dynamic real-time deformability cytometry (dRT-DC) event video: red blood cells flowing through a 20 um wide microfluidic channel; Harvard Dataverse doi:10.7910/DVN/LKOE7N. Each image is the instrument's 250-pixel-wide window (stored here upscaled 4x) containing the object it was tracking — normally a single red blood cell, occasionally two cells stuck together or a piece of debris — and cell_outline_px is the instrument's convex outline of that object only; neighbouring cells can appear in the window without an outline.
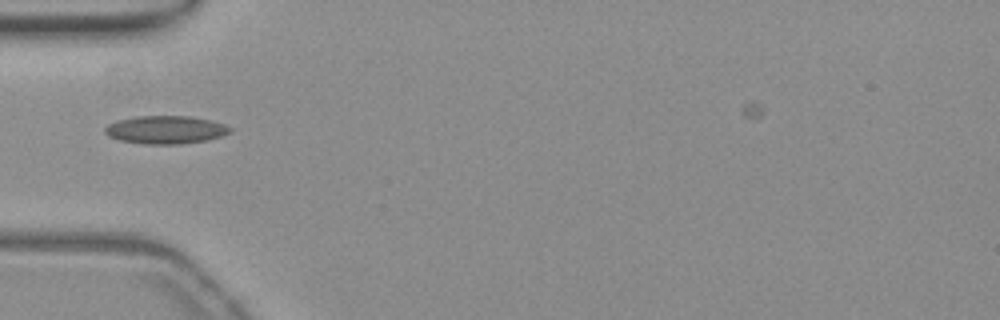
{"species": "common noctule bat (a hibernating species)", "species_latin": "Nyctalus noctula", "temperature_condition": "warm", "stored_images_in_passage": 35, "camera_frame_rate_fps": 3000, "um_per_image_px": 0.085, "animal": {"sex": "female", "body_mass_g": 19.3, "forearm_length_mm": 54.1}, "frame": {"image": 1, "passage_image": 1, "time_ms": 0.0, "image_size_px": [1000, 320], "cell_outline_px": [[232, 128], [228, 132], [220, 136], [204, 140], [180, 144], [144, 144], [120, 140], [108, 136], [104, 132], [104, 128], [108, 124], [116, 120], [136, 116], [188, 116], [208, 120], [224, 124]], "centroid_in_image_um": [14.0, 11.02], "position_along_channel_um": 71.0, "area_um2": 20.23}}
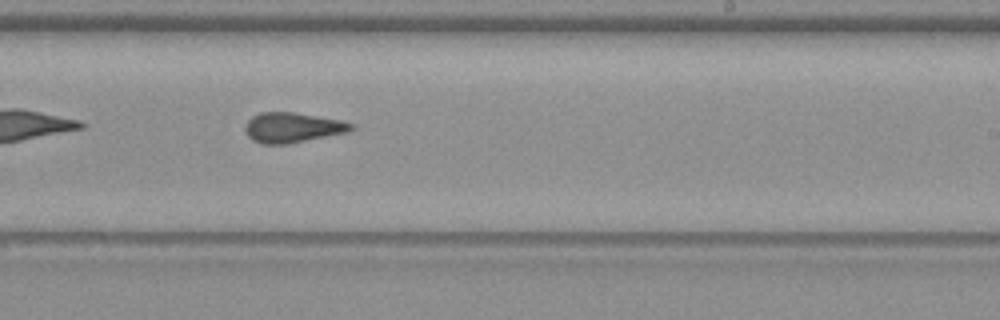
{"frame": {"image": 2, "passage_image": 16, "time_ms": 5.0, "image_size_px": [1000, 320], "cell_outline_px": [[356, 128], [348, 132], [288, 144], [260, 144], [252, 140], [244, 132], [244, 128], [248, 120], [252, 116], [260, 112], [296, 112], [340, 120], [352, 124]], "centroid_in_image_um": [24.83, 10.84], "position_along_channel_um": 264.2, "area_um2": 18.73}}
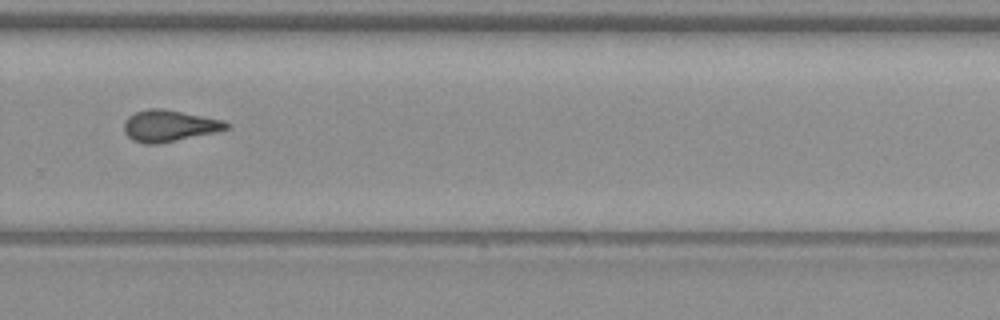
{"frame": {"image": 3, "passage_image": 20, "time_ms": 6.333, "image_size_px": [1000, 320], "cell_outline_px": [[232, 124], [228, 128], [216, 132], [156, 144], [144, 144], [132, 140], [124, 132], [124, 120], [128, 116], [136, 112], [148, 108], [160, 108], [224, 120]], "centroid_in_image_um": [14.37, 10.69], "position_along_channel_um": 315.4, "area_um2": 18.73}}